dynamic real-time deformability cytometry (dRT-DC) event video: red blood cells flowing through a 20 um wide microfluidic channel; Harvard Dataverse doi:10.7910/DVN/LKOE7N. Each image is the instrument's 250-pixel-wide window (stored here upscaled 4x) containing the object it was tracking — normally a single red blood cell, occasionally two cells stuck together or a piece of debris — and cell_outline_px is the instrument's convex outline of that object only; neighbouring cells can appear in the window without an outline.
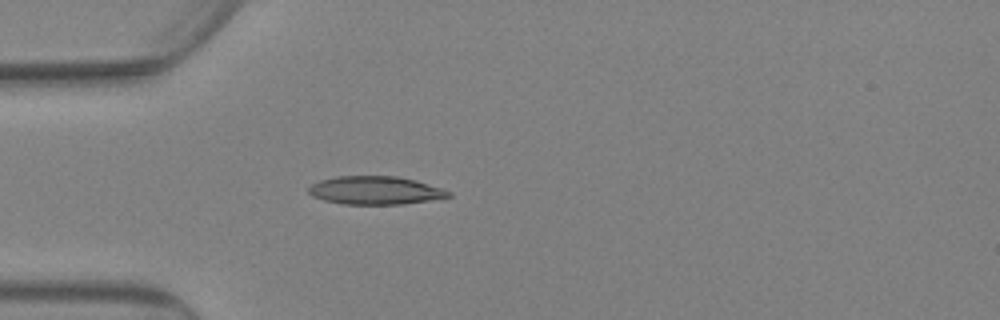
{"species": "Egyptian fruit bat (a non-hibernating species)", "species_latin": "Rousettus aegyptiacus", "temperature_condition": "warm", "stored_images_in_passage": 41, "camera_frame_rate_fps": 3000, "um_per_image_px": 0.085, "animal": {"sex": "female"}, "frame": {"image": 1, "passage_image": 25, "time_ms": 8.0, "image_size_px": [1000, 320], "cell_outline_px": [[452, 196], [404, 204], [344, 204], [324, 200], [312, 196], [308, 192], [308, 188], [312, 184], [320, 180], [336, 176], [396, 176], [416, 180], [452, 192]], "centroid_in_image_um": [31.88, 16.18], "position_along_channel_um": 53.1, "area_um2": 22.89}}
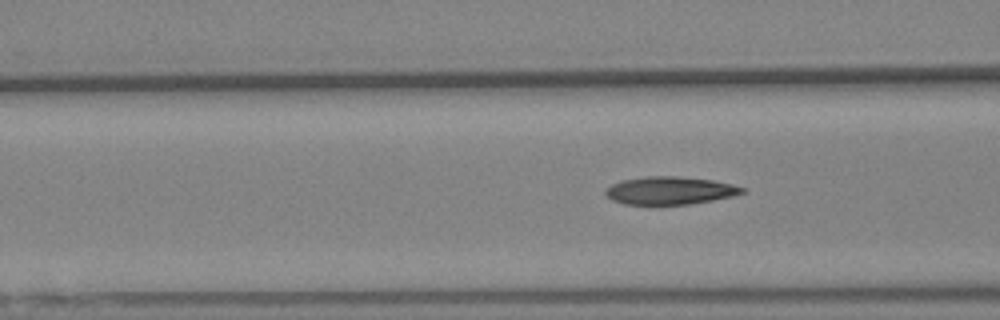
{"frame": {"image": 2, "passage_image": 33, "time_ms": 10.667, "image_size_px": [1000, 320], "cell_outline_px": [[744, 192], [732, 196], [692, 204], [656, 208], [624, 204], [612, 200], [604, 192], [604, 188], [620, 180], [648, 176], [676, 176], [712, 180], [732, 184], [744, 188]], "centroid_in_image_um": [56.85, 16.24], "position_along_channel_um": 109.7, "area_um2": 23.06}}
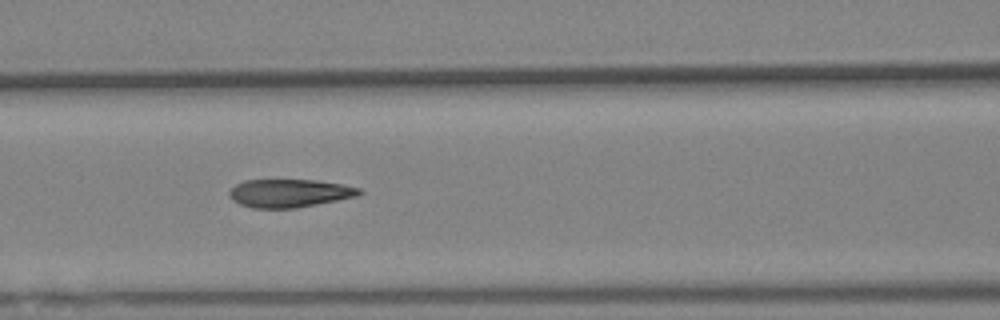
{"frame": {"image": 3, "passage_image": 37, "time_ms": 12.0, "image_size_px": [1000, 320], "cell_outline_px": [[364, 192], [356, 196], [296, 208], [252, 208], [240, 204], [232, 200], [228, 196], [228, 192], [236, 184], [244, 180], [316, 180], [344, 184], [360, 188]], "centroid_in_image_um": [24.58, 16.41], "position_along_channel_um": 142.0, "area_um2": 21.33}}